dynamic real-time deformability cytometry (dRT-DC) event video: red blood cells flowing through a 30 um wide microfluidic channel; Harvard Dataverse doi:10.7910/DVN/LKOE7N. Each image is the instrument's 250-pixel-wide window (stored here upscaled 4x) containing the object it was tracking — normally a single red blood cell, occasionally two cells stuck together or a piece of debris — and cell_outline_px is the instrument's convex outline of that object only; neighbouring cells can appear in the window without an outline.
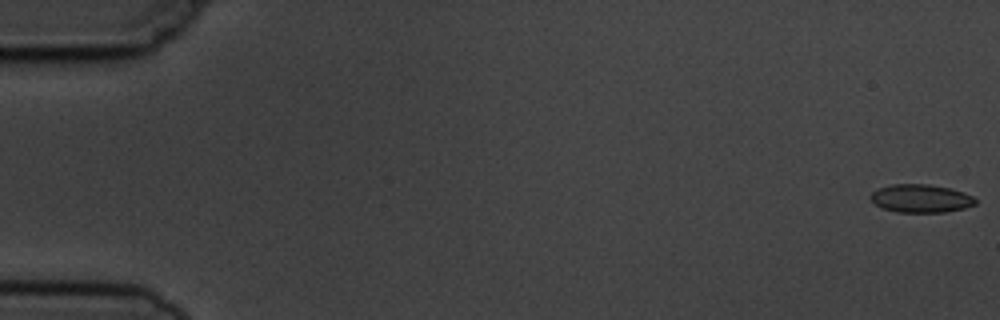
{"species": "common noctule bat (a hibernating species)", "species_latin": "Nyctalus noctula", "temperature_condition": "cold", "stored_images_in_passage": 5, "camera_frame_rate_fps": 3000, "um_per_image_px": 0.085, "animal": {"sex": "male", "body_mass_g": 19.5, "forearm_length_mm": 54.6}, "frame": {"image": 1, "passage_image": 1, "time_ms": 0.0, "image_size_px": [1000, 320], "cell_outline_px": [[976, 204], [964, 208], [944, 212], [896, 212], [884, 208], [876, 204], [868, 196], [872, 192], [880, 188], [892, 184], [928, 184], [948, 188], [964, 192], [972, 196], [976, 200]], "centroid_in_image_um": [78.27, 16.87], "position_along_channel_um": 6.7, "area_um2": 17.05}}
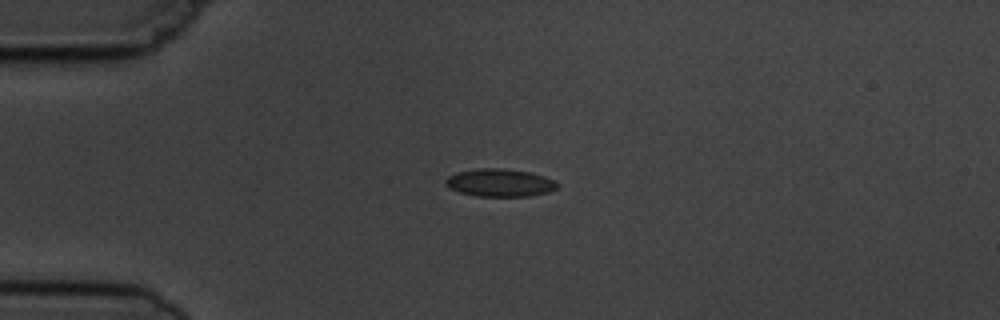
{"frame": {"image": 2, "passage_image": 5, "time_ms": 4.333, "image_size_px": [1000, 320], "cell_outline_px": [[560, 184], [556, 188], [548, 192], [528, 196], [476, 196], [460, 192], [448, 188], [444, 184], [444, 180], [448, 176], [456, 172], [480, 168], [500, 168], [532, 172], [556, 180]], "centroid_in_image_um": [42.48, 15.52], "position_along_channel_um": 42.5, "area_um2": 18.26}}